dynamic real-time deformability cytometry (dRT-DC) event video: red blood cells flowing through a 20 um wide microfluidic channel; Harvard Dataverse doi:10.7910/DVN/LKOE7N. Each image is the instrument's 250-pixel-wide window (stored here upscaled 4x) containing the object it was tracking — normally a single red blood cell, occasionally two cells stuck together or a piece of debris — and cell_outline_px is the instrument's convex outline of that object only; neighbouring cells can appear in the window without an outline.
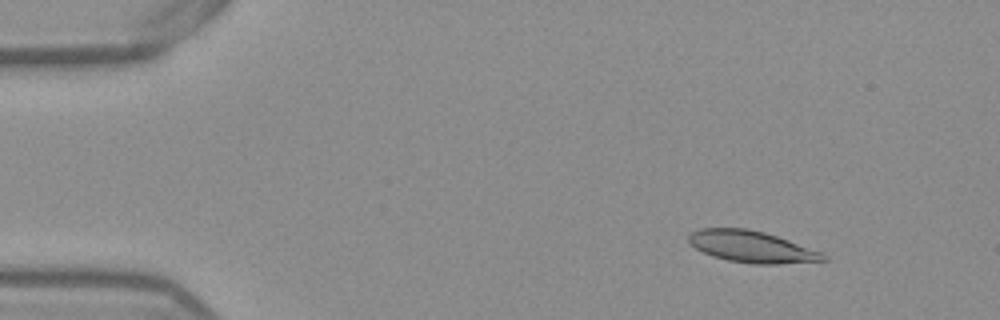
{"species": "Egyptian fruit bat (a non-hibernating species)", "species_latin": "Rousettus aegyptiacus", "temperature_condition": "warm", "stored_images_in_passage": 53, "camera_frame_rate_fps": 3000, "um_per_image_px": 0.085, "frame": {"image": 1, "passage_image": 7, "time_ms": 2.0, "image_size_px": [1000, 320], "cell_outline_px": [[828, 260], [780, 264], [752, 264], [728, 260], [712, 256], [688, 244], [688, 232], [700, 228], [748, 228], [764, 232], [788, 240], [820, 252], [828, 256]], "centroid_in_image_um": [63.84, 20.96], "position_along_channel_um": 21.2, "area_um2": 24.8}}
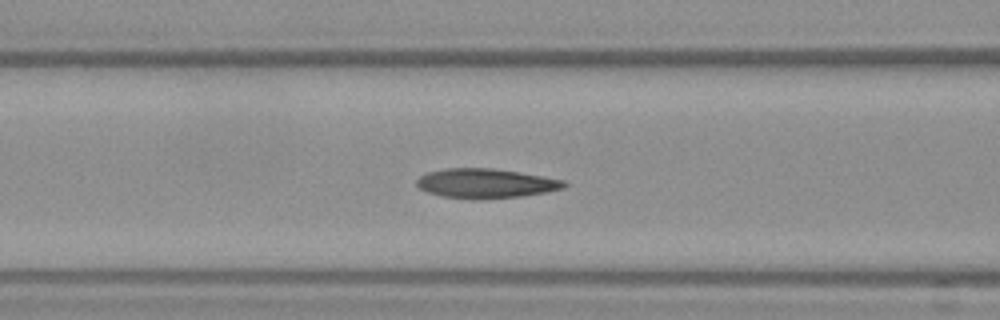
{"frame": {"image": 2, "passage_image": 22, "time_ms": 7.0, "image_size_px": [1000, 320], "cell_outline_px": [[568, 184], [564, 188], [524, 196], [444, 196], [428, 192], [420, 188], [416, 184], [416, 180], [424, 172], [448, 168], [492, 168], [520, 172], [564, 180]], "centroid_in_image_um": [41.29, 15.53], "position_along_channel_um": 125.3, "area_um2": 24.28}}
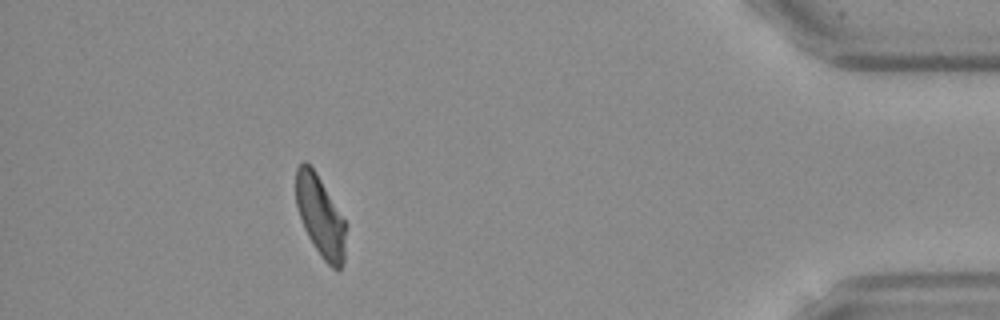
{"frame": {"image": 3, "passage_image": 48, "time_ms": 15.667, "image_size_px": [1000, 320], "cell_outline_px": [[344, 260], [340, 268], [332, 268], [320, 256], [308, 236], [304, 228], [296, 204], [296, 168], [304, 160], [316, 172], [344, 220]], "centroid_in_image_um": [27.19, 18.37], "position_along_channel_um": 408.0, "area_um2": 22.83}, "authors_computed_cell_mechanics": {"area_um2": 24.7962, "velocity_mm_per_s": 3.8712, "shape_relaxation_time_tau1_ms": null, "shape_relaxation_time_tau2_ms": 3.3874, "deformation_change_tau1": null, "deformation_change_tau2": 0.1099}}